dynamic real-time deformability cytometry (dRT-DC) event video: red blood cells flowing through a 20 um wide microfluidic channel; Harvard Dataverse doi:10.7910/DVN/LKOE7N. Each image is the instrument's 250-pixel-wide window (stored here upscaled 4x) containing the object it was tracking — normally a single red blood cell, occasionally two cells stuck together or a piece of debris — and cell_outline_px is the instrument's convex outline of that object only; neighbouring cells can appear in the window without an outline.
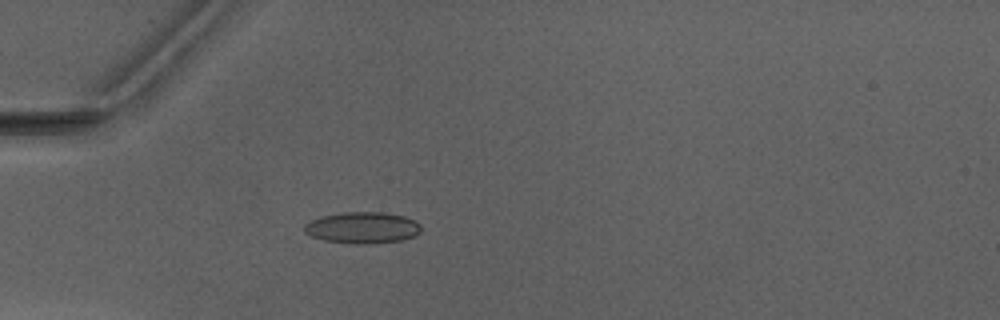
{"species": "Egyptian fruit bat (a non-hibernating species)", "species_latin": "Rousettus aegyptiacus", "temperature_condition": "warm", "stored_images_in_passage": 4, "camera_frame_rate_fps": 3000, "um_per_image_px": 0.085, "animal": {"sex": "male"}, "frame": {"image": 1, "passage_image": 4, "time_ms": 3.667, "image_size_px": [1000, 320], "cell_outline_px": [[420, 232], [416, 236], [400, 240], [364, 244], [324, 240], [312, 236], [304, 232], [304, 224], [320, 216], [340, 212], [384, 212], [404, 216], [416, 220], [420, 224]], "centroid_in_image_um": [30.82, 19.33], "position_along_channel_um": 54.2, "area_um2": 21.33}}